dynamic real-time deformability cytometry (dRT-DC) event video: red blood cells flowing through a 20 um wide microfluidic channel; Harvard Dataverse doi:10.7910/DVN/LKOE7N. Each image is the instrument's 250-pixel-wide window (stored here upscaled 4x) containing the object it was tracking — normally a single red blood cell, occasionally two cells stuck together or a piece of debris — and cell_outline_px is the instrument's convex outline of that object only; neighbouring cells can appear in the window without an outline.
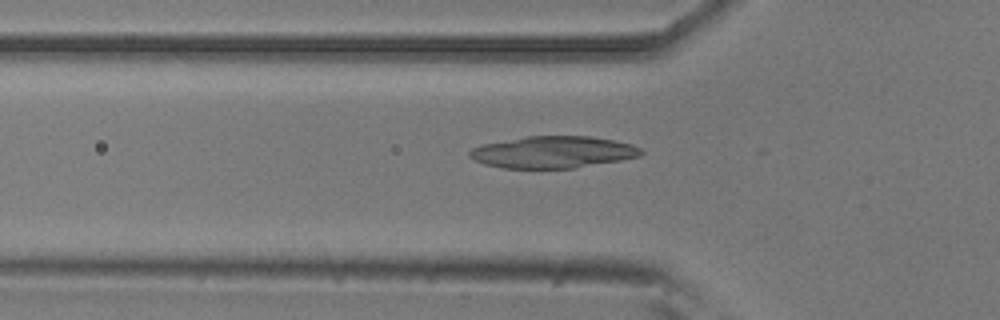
{"species": "common noctule bat (a hibernating species)", "species_latin": "Nyctalus noctula", "temperature_condition": "room temperature", "stored_images_in_passage": 25, "camera_frame_rate_fps": 3000, "um_per_image_px": 0.085, "animal": {"sex": "male", "body_mass_g": 20.5, "forearm_length_mm": 52.5}, "frame": {"image": 1, "passage_image": 17, "time_ms": 5.333, "image_size_px": [1000, 320], "cell_outline_px": [[644, 152], [640, 156], [620, 160], [572, 168], [504, 168], [484, 164], [468, 156], [468, 152], [472, 148], [484, 144], [528, 136], [588, 136], [612, 140], [632, 144], [640, 148]], "centroid_in_image_um": [47.0, 12.93], "position_along_channel_um": 78.8, "area_um2": 31.5}}
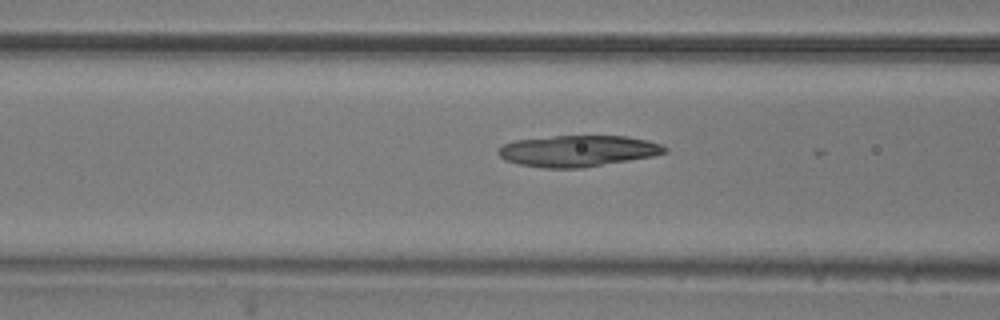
{"frame": {"image": 2, "passage_image": 20, "time_ms": 6.333, "image_size_px": [1000, 320], "cell_outline_px": [[668, 152], [652, 156], [580, 168], [544, 168], [520, 164], [504, 160], [496, 152], [504, 144], [512, 140], [552, 136], [624, 136], [648, 140], [660, 144], [668, 148]], "centroid_in_image_um": [49.09, 12.82], "position_along_channel_um": 117.5, "area_um2": 30.23}}
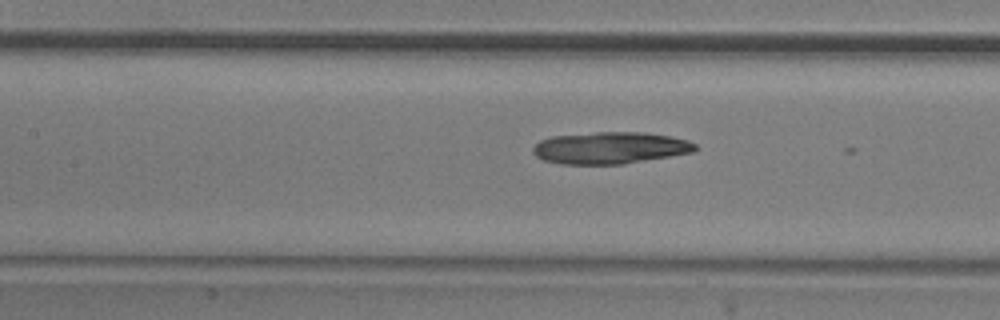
{"frame": {"image": 3, "passage_image": 23, "time_ms": 7.333, "image_size_px": [1000, 320], "cell_outline_px": [[696, 148], [692, 152], [624, 164], [560, 164], [544, 160], [536, 156], [532, 152], [532, 148], [540, 140], [552, 136], [596, 132], [640, 132], [668, 136], [688, 140], [696, 144]], "centroid_in_image_um": [51.82, 12.57], "position_along_channel_um": 155.6, "area_um2": 30.0}}